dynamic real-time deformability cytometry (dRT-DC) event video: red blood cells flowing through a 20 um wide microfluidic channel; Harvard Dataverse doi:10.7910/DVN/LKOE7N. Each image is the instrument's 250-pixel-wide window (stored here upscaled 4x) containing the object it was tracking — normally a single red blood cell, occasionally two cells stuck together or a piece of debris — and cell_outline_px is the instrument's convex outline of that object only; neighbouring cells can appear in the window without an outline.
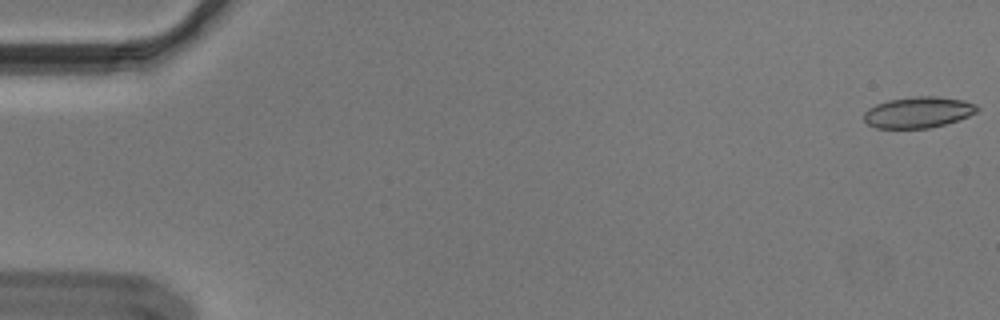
{"species": "Egyptian fruit bat (a non-hibernating species)", "species_latin": "Rousettus aegyptiacus", "temperature_condition": "cold", "stored_images_in_passage": 16, "camera_frame_rate_fps": 3000, "um_per_image_px": 0.085, "animal": {"sex": "male"}, "frame": {"image": 1, "passage_image": 1, "time_ms": 0.0, "image_size_px": [1000, 320], "cell_outline_px": [[980, 108], [976, 112], [968, 116], [944, 124], [928, 128], [876, 128], [868, 124], [864, 120], [864, 112], [868, 108], [876, 104], [888, 100], [916, 96], [936, 96], [964, 100], [976, 104]], "centroid_in_image_um": [78.04, 9.54], "position_along_channel_um": 7.0, "area_um2": 20.46}}
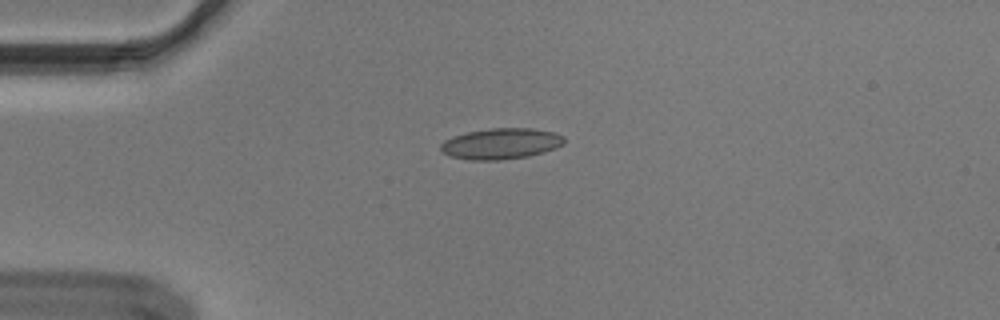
{"frame": {"image": 2, "passage_image": 14, "time_ms": 4.333, "image_size_px": [1000, 320], "cell_outline_px": [[564, 144], [556, 148], [544, 152], [528, 156], [500, 160], [468, 160], [448, 156], [440, 148], [440, 144], [444, 140], [452, 136], [468, 132], [492, 128], [532, 128], [552, 132], [564, 136]], "centroid_in_image_um": [42.57, 12.22], "position_along_channel_um": 42.4, "area_um2": 22.31}}